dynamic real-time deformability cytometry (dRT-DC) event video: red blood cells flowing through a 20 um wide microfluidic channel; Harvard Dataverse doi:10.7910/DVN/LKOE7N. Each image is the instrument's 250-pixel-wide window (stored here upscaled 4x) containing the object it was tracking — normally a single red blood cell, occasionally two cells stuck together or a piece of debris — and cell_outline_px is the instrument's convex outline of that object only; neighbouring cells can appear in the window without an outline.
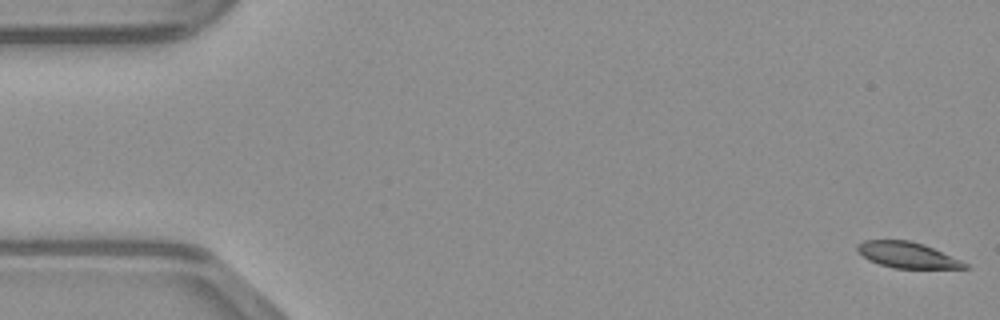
{"species": "common noctule bat (a hibernating species)", "species_latin": "Nyctalus noctula", "temperature_condition": "warm", "stored_images_in_passage": 49, "camera_frame_rate_fps": 3000, "um_per_image_px": 0.085, "animal": {"sex": "male", "body_mass_g": 23.1, "forearm_length_mm": 52.7}, "frame": {"image": 1, "passage_image": 1, "time_ms": 0.0, "image_size_px": [1000, 320], "cell_outline_px": [[972, 268], [892, 268], [868, 260], [856, 248], [856, 244], [864, 240], [908, 240], [924, 244], [960, 260], [968, 264]], "centroid_in_image_um": [77.11, 21.67], "position_along_channel_um": 7.9, "area_um2": 16.07}}
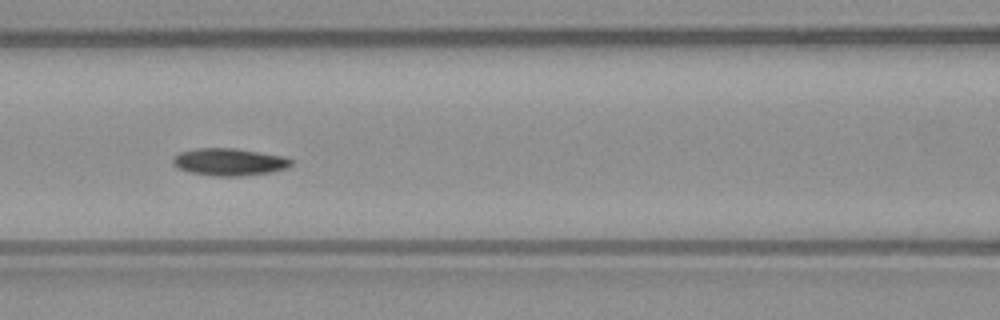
{"frame": {"image": 2, "passage_image": 21, "time_ms": 6.667, "image_size_px": [1000, 320], "cell_outline_px": [[292, 164], [288, 168], [272, 172], [240, 176], [212, 176], [188, 172], [176, 168], [172, 164], [172, 156], [180, 152], [196, 148], [236, 148], [284, 156], [292, 160]], "centroid_in_image_um": [19.45, 13.77], "position_along_channel_um": 147.1, "area_um2": 19.13}}
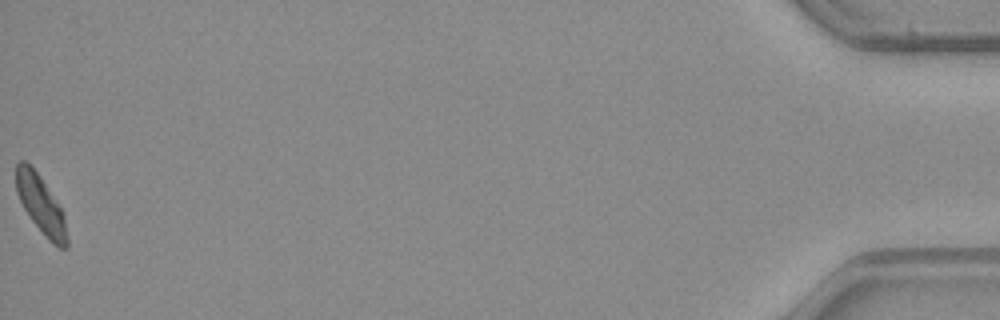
{"frame": {"image": 3, "passage_image": 49, "time_ms": 16.0, "image_size_px": [1000, 320], "cell_outline_px": [[68, 248], [60, 248], [48, 240], [32, 220], [24, 208], [16, 192], [16, 164], [20, 160], [24, 160], [40, 176], [60, 208], [64, 216], [68, 240]], "centroid_in_image_um": [3.47, 17.41], "position_along_channel_um": 431.7, "area_um2": 16.82}}